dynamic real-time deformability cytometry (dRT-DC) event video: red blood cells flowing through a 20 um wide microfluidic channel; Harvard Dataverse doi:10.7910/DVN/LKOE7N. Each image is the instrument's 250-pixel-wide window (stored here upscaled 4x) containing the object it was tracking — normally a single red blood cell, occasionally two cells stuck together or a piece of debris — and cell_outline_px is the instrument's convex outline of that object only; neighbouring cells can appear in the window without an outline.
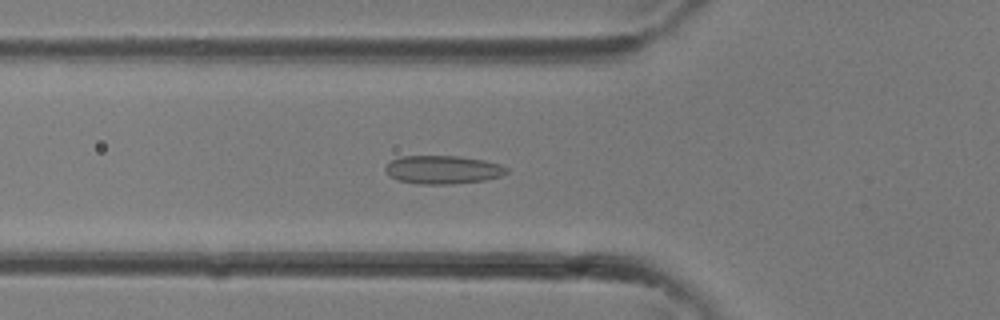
{"species": "common noctule bat (a hibernating species)", "species_latin": "Nyctalus noctula", "temperature_condition": "room temperature", "stored_images_in_passage": 33, "camera_frame_rate_fps": 3000, "um_per_image_px": 0.085, "animal": {"sex": "female"}, "frame": {"image": 1, "passage_image": 11, "time_ms": 3.333, "image_size_px": [1000, 320], "cell_outline_px": [[508, 172], [500, 176], [484, 180], [452, 184], [416, 184], [400, 180], [388, 176], [384, 168], [392, 160], [400, 156], [460, 156], [484, 160], [500, 164], [508, 168]], "centroid_in_image_um": [37.64, 14.42], "position_along_channel_um": 88.2, "area_um2": 20.06}}
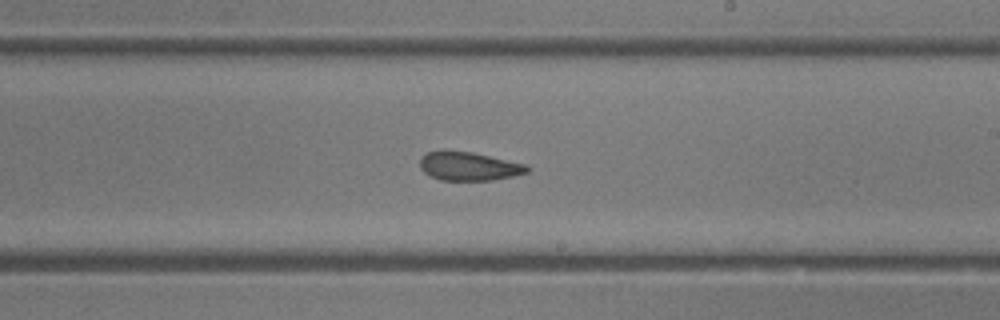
{"frame": {"image": 2, "passage_image": 19, "time_ms": 6.0, "image_size_px": [1000, 320], "cell_outline_px": [[532, 168], [528, 172], [512, 176], [492, 180], [440, 180], [424, 172], [420, 168], [420, 156], [428, 152], [472, 152], [528, 164]], "centroid_in_image_um": [39.91, 14.14], "position_along_channel_um": 249.1, "area_um2": 17.69}}
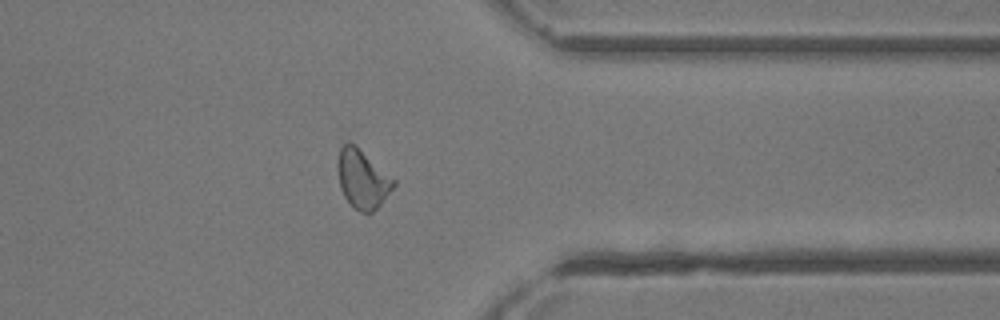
{"frame": {"image": 3, "passage_image": 26, "time_ms": 8.333, "image_size_px": [1000, 320], "cell_outline_px": [[396, 184], [380, 204], [372, 212], [364, 212], [356, 208], [344, 196], [340, 188], [336, 164], [340, 148], [348, 140], [356, 144], [396, 180]], "centroid_in_image_um": [30.8, 15.15], "position_along_channel_um": 380.6, "area_um2": 19.13}}